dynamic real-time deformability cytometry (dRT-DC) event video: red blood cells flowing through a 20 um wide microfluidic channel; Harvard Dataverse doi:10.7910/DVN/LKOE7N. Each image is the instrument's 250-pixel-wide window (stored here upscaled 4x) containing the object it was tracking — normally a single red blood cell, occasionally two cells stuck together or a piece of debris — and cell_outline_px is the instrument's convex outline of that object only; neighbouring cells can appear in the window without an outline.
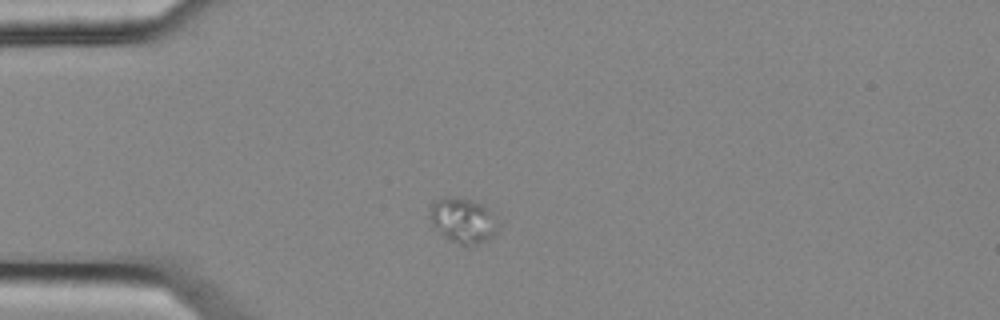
{"species": "common noctule bat (a hibernating species)", "species_latin": "Nyctalus noctula", "temperature_condition": "cold", "stored_images_in_passage": 43, "camera_frame_rate_fps": 3000, "um_per_image_px": 0.085, "animal": {"sex": "female", "body_mass_g": 25.1}, "frame": {"image": 1, "passage_image": 1, "time_ms": 0.0, "image_size_px": [1000, 320], "cell_outline_px": [[500, 224], [496, 232], [488, 240], [480, 244], [460, 244], [448, 240], [432, 224], [428, 216], [432, 204], [436, 200], [444, 196], [448, 196], [472, 200], [480, 204]], "centroid_in_image_um": [39.32, 18.75], "position_along_channel_um": 45.7, "area_um2": 17.69}}
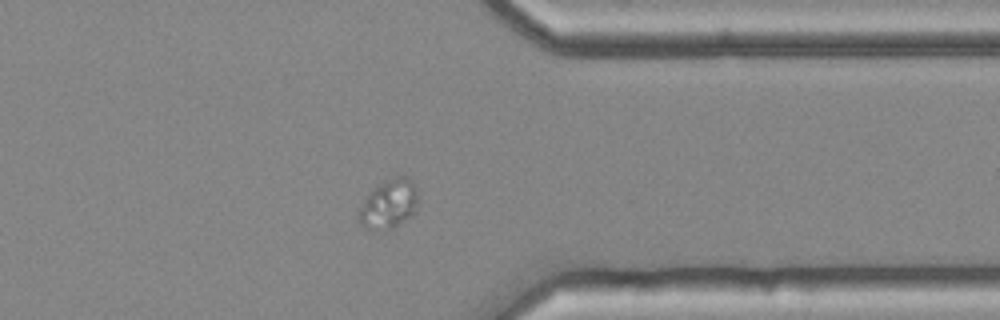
{"frame": {"image": 2, "passage_image": 31, "time_ms": 10.0, "image_size_px": [1000, 320], "cell_outline_px": [[420, 192], [416, 212], [392, 228], [376, 232], [364, 228], [356, 220], [356, 212], [360, 204], [376, 184], [396, 176], [408, 176], [412, 180]], "centroid_in_image_um": [33.03, 17.35], "position_along_channel_um": 378.4, "area_um2": 17.86}}
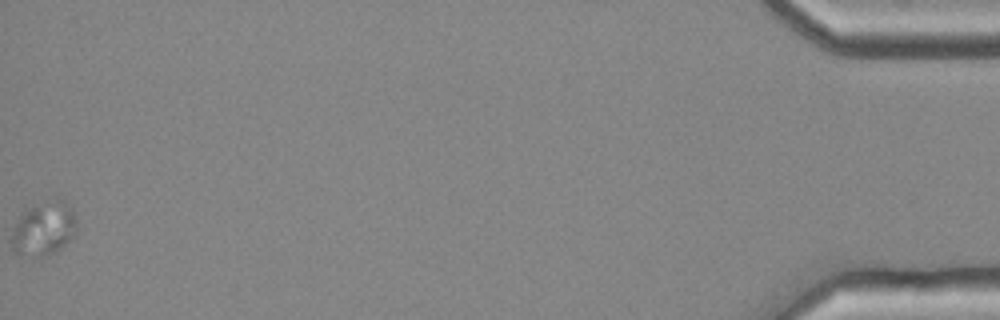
{"frame": {"image": 3, "passage_image": 43, "time_ms": 14.0, "image_size_px": [1000, 320], "cell_outline_px": [[76, 228], [72, 236], [60, 248], [44, 256], [32, 260], [16, 252], [12, 248], [12, 232], [24, 208], [56, 200], [64, 200], [72, 208], [76, 216]], "centroid_in_image_um": [3.7, 19.46], "position_along_channel_um": 431.5, "area_um2": 20.29}}